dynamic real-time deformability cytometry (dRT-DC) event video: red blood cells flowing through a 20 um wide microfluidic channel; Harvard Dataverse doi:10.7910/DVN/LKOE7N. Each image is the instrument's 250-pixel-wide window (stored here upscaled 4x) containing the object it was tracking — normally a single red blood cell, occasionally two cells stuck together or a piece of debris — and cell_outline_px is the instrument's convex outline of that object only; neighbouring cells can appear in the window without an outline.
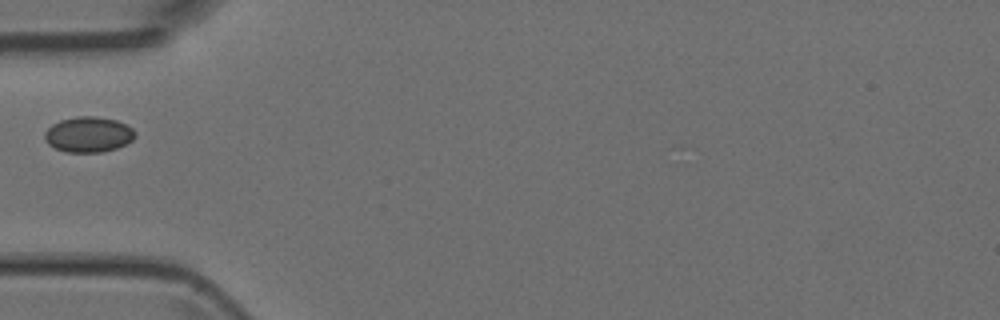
{"species": "Egyptian fruit bat (a non-hibernating species)", "species_latin": "Rousettus aegyptiacus", "temperature_condition": "room temperature", "stored_images_in_passage": 1, "camera_frame_rate_fps": 3000, "um_per_image_px": 0.085, "animal": {"sex": "female"}, "frame": {"image": 1, "passage_image": 1, "time_ms": 0.0, "image_size_px": [1000, 320], "cell_outline_px": [[136, 136], [132, 140], [116, 148], [100, 152], [64, 152], [48, 144], [44, 140], [44, 132], [52, 124], [60, 120], [76, 116], [96, 116], [116, 120], [132, 128], [136, 132]], "centroid_in_image_um": [7.49, 11.42], "position_along_channel_um": 77.5, "area_um2": 18.73}}